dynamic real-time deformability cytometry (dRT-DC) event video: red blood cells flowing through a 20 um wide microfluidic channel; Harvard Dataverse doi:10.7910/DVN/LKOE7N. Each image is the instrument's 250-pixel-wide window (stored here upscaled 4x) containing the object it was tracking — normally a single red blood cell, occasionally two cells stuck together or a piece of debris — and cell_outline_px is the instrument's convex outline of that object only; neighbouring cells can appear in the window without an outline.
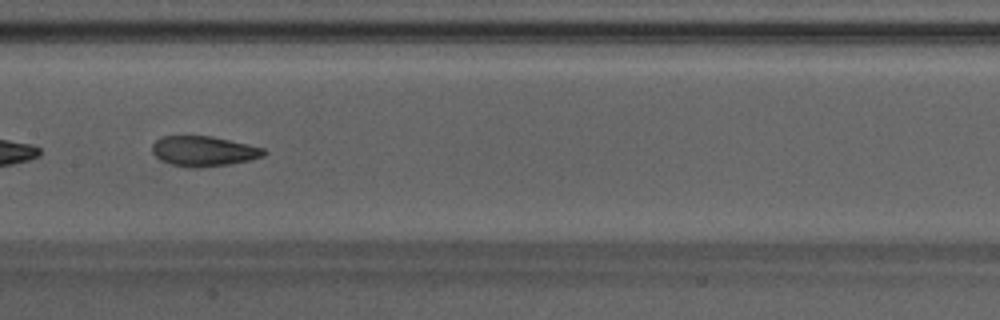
{"species": "Egyptian fruit bat (a non-hibernating species)", "species_latin": "Rousettus aegyptiacus", "temperature_condition": "warm", "stored_images_in_passage": 32, "camera_frame_rate_fps": 3000, "um_per_image_px": 0.085, "animal": {"sex": "male"}, "frame": {"image": 1, "passage_image": 23, "time_ms": 7.333, "image_size_px": [1000, 320], "cell_outline_px": [[268, 152], [264, 156], [248, 160], [228, 164], [192, 168], [172, 164], [160, 160], [152, 152], [152, 144], [156, 140], [164, 136], [212, 136], [248, 144], [264, 148]], "centroid_in_image_um": [17.31, 12.84], "position_along_channel_um": 190.1, "area_um2": 19.48}}